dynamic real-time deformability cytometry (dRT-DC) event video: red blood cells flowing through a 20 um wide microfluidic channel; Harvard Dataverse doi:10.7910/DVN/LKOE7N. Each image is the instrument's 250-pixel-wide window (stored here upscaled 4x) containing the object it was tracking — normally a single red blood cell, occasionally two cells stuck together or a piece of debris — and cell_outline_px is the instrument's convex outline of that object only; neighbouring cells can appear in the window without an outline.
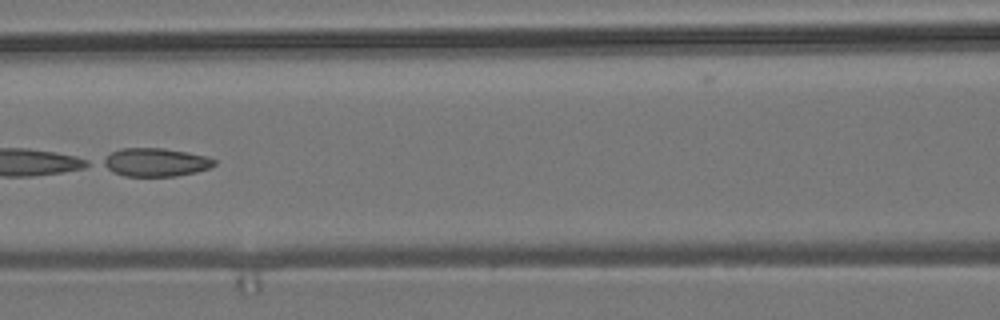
{"species": "common noctule bat (a hibernating species)", "species_latin": "Nyctalus noctula", "temperature_condition": "room temperature", "stored_images_in_passage": 7, "camera_frame_rate_fps": 3000, "um_per_image_px": 0.085, "animal": {"sex": "male", "body_mass_g": 19.2, "forearm_length_mm": 51.8}, "frame": {"image": 1, "passage_image": 6, "time_ms": 6.667, "image_size_px": [1000, 320], "cell_outline_px": [[216, 164], [208, 168], [196, 172], [176, 176], [124, 176], [112, 172], [100, 164], [100, 160], [112, 152], [120, 148], [164, 148], [188, 152], [208, 156], [216, 160]], "centroid_in_image_um": [13.19, 13.79], "position_along_channel_um": 153.4, "area_um2": 18.61}}